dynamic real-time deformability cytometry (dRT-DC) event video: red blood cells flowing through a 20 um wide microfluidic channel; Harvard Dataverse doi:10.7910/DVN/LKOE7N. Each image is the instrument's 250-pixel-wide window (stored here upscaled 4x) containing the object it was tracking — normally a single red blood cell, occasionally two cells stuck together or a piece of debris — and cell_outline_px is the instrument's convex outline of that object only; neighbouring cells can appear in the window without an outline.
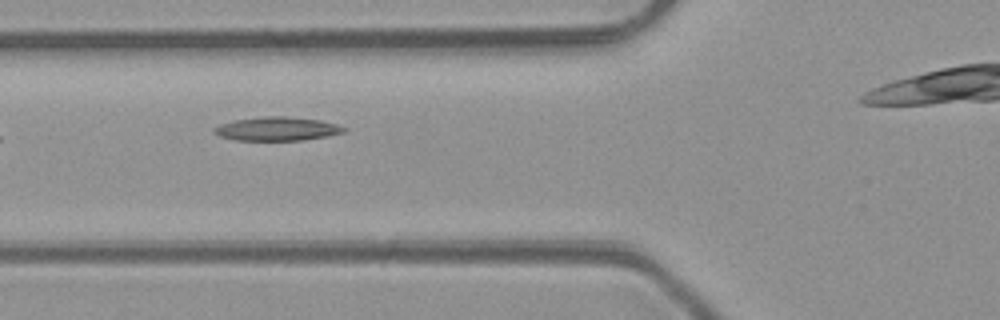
{"species": "common noctule bat (a hibernating species)", "species_latin": "Nyctalus noctula", "temperature_condition": "room temperature", "stored_images_in_passage": 5, "camera_frame_rate_fps": 3000, "um_per_image_px": 0.085, "animal": {"sex": "male", "body_mass_g": 23.1, "forearm_length_mm": 52.7}, "frame": {"image": 1, "passage_image": 3, "time_ms": 2.333, "image_size_px": [1000, 320], "cell_outline_px": [[348, 128], [344, 132], [328, 136], [304, 140], [236, 140], [220, 136], [212, 132], [212, 128], [220, 124], [236, 120], [264, 116], [284, 116], [320, 120], [336, 124]], "centroid_in_image_um": [23.55, 10.95], "position_along_channel_um": 102.2, "area_um2": 17.92}}
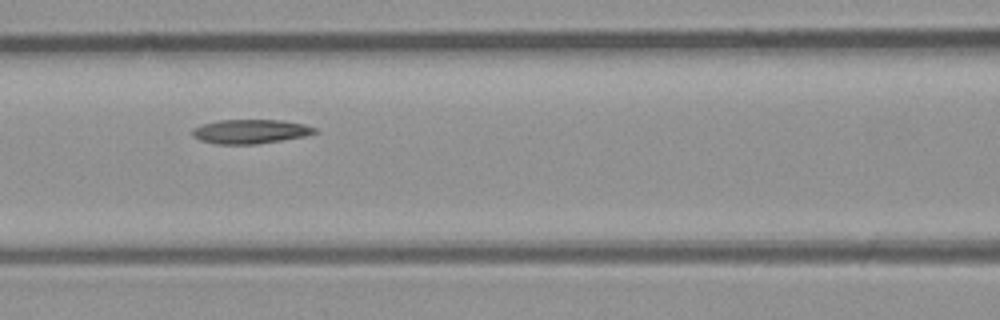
{"frame": {"image": 2, "passage_image": 4, "time_ms": 3.333, "image_size_px": [1000, 320], "cell_outline_px": [[316, 132], [304, 136], [256, 144], [216, 144], [200, 140], [192, 136], [192, 128], [200, 124], [216, 120], [280, 120], [304, 124], [316, 128]], "centroid_in_image_um": [21.21, 11.17], "position_along_channel_um": 145.4, "area_um2": 17.22}}
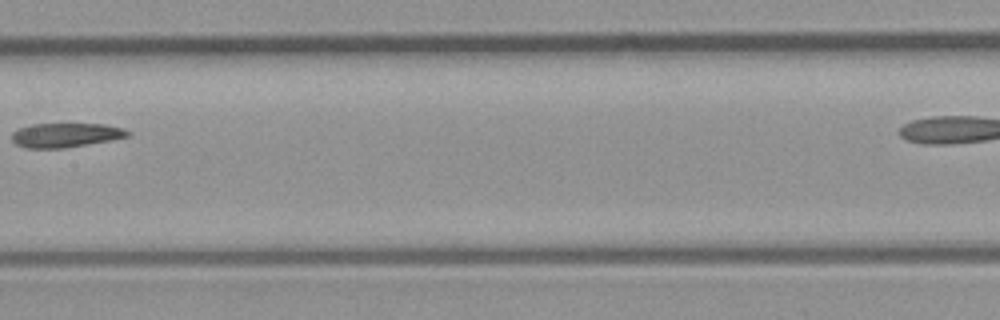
{"frame": {"image": 3, "passage_image": 5, "time_ms": 4.667, "image_size_px": [1000, 320], "cell_outline_px": [[132, 132], [128, 136], [108, 140], [64, 148], [24, 148], [16, 144], [12, 140], [12, 132], [16, 128], [32, 124], [104, 124], [124, 128]], "centroid_in_image_um": [5.53, 11.47], "position_along_channel_um": 201.9, "area_um2": 16.36}}